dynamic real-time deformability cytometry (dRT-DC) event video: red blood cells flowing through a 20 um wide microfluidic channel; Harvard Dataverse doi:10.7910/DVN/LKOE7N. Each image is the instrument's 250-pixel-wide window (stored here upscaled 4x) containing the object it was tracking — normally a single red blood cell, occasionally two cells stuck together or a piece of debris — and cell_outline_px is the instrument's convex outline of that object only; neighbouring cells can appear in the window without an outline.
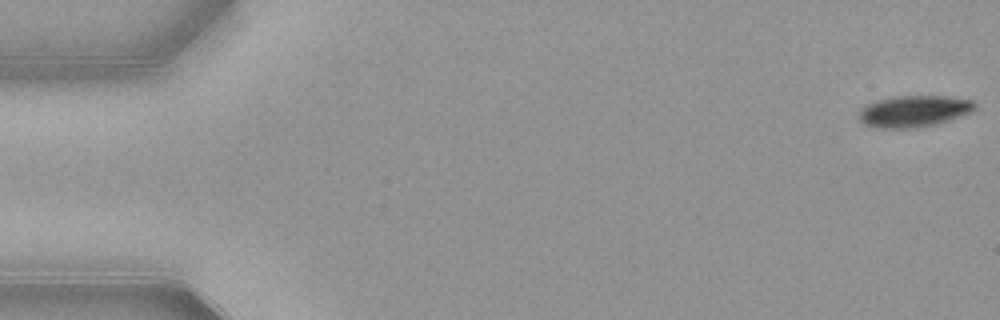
{"species": "common noctule bat (a hibernating species)", "species_latin": "Nyctalus noctula", "temperature_condition": "warm", "stored_images_in_passage": 53, "camera_frame_rate_fps": 3000, "um_per_image_px": 0.085, "animal": {"sex": "female", "body_mass_g": 21.9}, "frame": {"image": 1, "passage_image": 1, "time_ms": 0.0, "image_size_px": [1000, 320], "cell_outline_px": [[976, 108], [972, 112], [936, 124], [916, 128], [872, 128], [864, 124], [856, 116], [860, 108], [876, 100], [892, 96], [948, 96], [976, 100]], "centroid_in_image_um": [77.66, 9.45], "position_along_channel_um": 7.3, "area_um2": 21.73}}
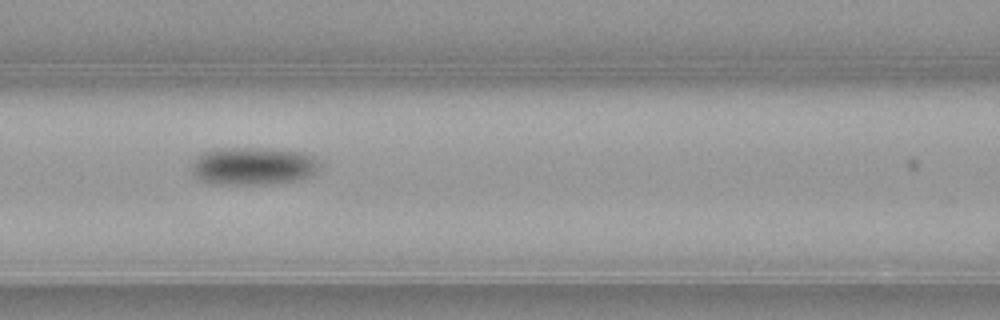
{"frame": {"image": 2, "passage_image": 23, "time_ms": 7.333, "image_size_px": [1000, 320], "cell_outline_px": [[320, 168], [312, 176], [300, 180], [268, 184], [212, 184], [200, 180], [188, 168], [196, 156], [212, 148], [268, 148], [304, 152], [316, 156], [320, 160]], "centroid_in_image_um": [21.54, 14.11], "position_along_channel_um": 145.1, "area_um2": 29.02}}
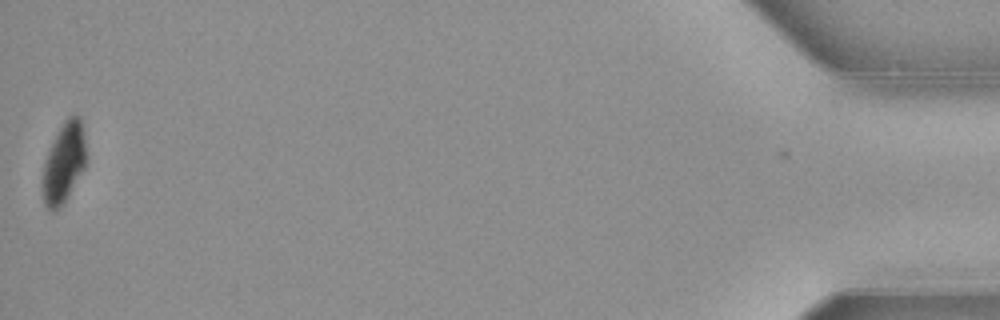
{"frame": {"image": 3, "passage_image": 53, "time_ms": 17.333, "image_size_px": [1000, 320], "cell_outline_px": [[88, 160], [84, 168], [64, 204], [56, 212], [52, 212], [44, 204], [44, 160], [64, 120], [68, 116], [80, 116], [84, 128]], "centroid_in_image_um": [5.49, 13.83], "position_along_channel_um": 429.7, "area_um2": 20.4}, "authors_computed_cell_mechanics": {"area_um2": 25.0274, "velocity_mm_per_s": 3.8747, "shape_relaxation_time_tau1_ms": 3.7627, "shape_relaxation_time_tau2_ms": 10.4761, "deformation_change_tau1": 0.1033, "deformation_change_tau2": 0.0777}}